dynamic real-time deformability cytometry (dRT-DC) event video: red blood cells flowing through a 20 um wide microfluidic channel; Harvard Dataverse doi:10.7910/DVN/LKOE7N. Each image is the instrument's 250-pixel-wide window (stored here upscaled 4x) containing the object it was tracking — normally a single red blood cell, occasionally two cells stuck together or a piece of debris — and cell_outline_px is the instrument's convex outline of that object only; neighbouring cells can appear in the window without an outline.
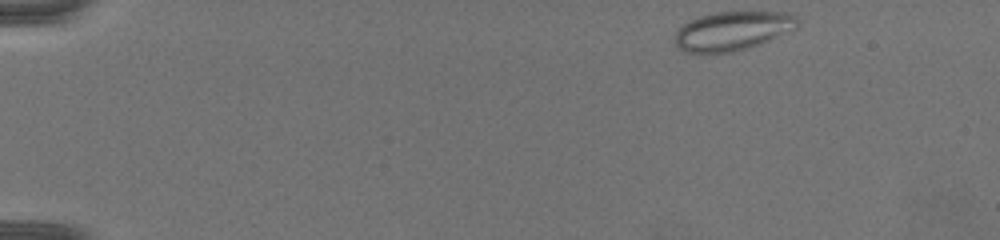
{"species": "common noctule bat (a hibernating species)", "species_latin": "Nyctalus noctula", "temperature_condition": "warm", "stored_images_in_passage": 59, "camera_frame_rate_fps": 3000, "um_per_image_px": 0.085, "animal": {"sex": "female", "body_mass_g": 19.5, "forearm_length_mm": 54.1}, "frame": {"image": 1, "passage_image": 1, "time_ms": 0.0, "image_size_px": [1000, 240], "cell_outline_px": [[800, 20], [796, 28], [760, 44], [748, 48], [732, 52], [688, 52], [680, 48], [676, 44], [676, 32], [684, 24], [700, 16], [716, 12], [792, 12]], "centroid_in_image_um": [62.33, 2.61], "position_along_channel_um": 22.7, "area_um2": 27.51}}
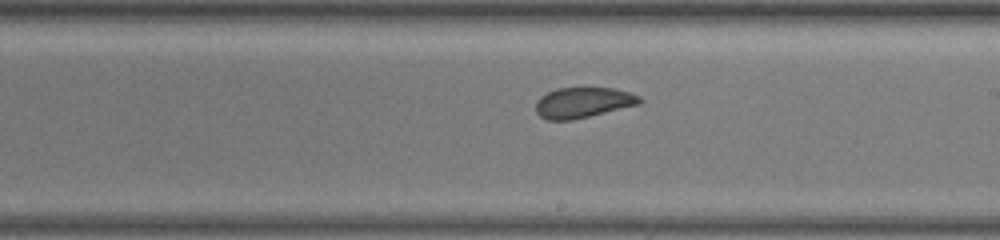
{"frame": {"image": 2, "passage_image": 33, "time_ms": 10.667, "image_size_px": [1000, 240], "cell_outline_px": [[644, 100], [640, 104], [572, 120], [548, 120], [540, 116], [536, 112], [536, 100], [540, 96], [556, 88], [616, 88], [640, 96]], "centroid_in_image_um": [49.56, 8.71], "position_along_channel_um": 239.4, "area_um2": 18.5}}
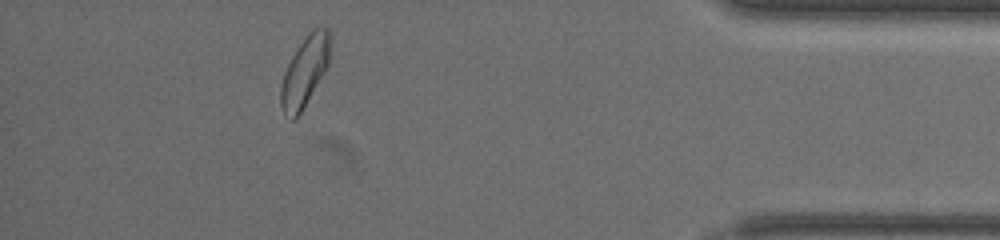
{"frame": {"image": 3, "passage_image": 53, "time_ms": 17.333, "image_size_px": [1000, 240], "cell_outline_px": [[332, 36], [328, 64], [296, 120], [292, 120], [284, 116], [280, 104], [280, 88], [284, 72], [296, 48], [308, 32], [312, 28], [328, 28]], "centroid_in_image_um": [25.89, 6.05], "position_along_channel_um": 409.3, "area_um2": 20.17}, "authors_computed_cell_mechanics": {"area_um2": 20.1722, "velocity_mm_per_s": 3.1647, "shape_relaxation_time_tau1_ms": null, "shape_relaxation_time_tau2_ms": 0.9773, "deformation_change_tau1": null, "deformation_change_tau2": 0.0638}}